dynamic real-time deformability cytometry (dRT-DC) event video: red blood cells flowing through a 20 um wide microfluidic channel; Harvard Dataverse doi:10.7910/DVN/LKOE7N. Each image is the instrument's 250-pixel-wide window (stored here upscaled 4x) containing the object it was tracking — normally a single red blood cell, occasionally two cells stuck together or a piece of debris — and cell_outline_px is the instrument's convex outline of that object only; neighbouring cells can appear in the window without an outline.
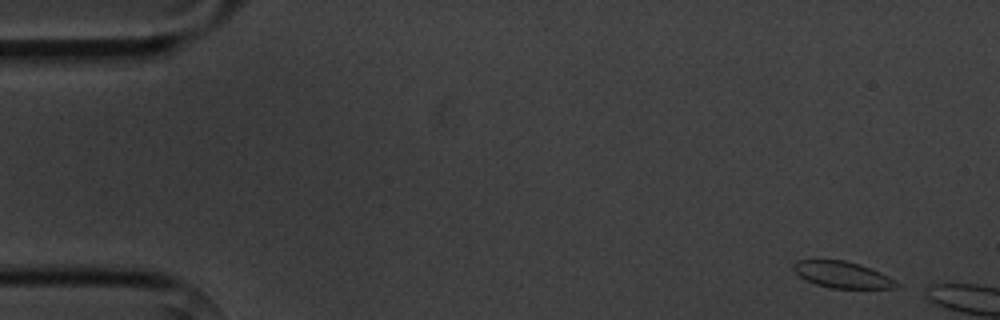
{"species": "common noctule bat (a hibernating species)", "species_latin": "Nyctalus noctula", "temperature_condition": "cold", "stored_images_in_passage": 5, "camera_frame_rate_fps": 3000, "um_per_image_px": 0.085, "animal": {"sex": "male", "body_mass_g": 20.1, "forearm_length_mm": 53.5}, "frame": {"image": 1, "passage_image": 1, "time_ms": 0.0, "image_size_px": [1000, 320], "cell_outline_px": [[900, 284], [896, 288], [832, 288], [816, 284], [800, 276], [792, 268], [792, 264], [796, 260], [844, 260], [860, 264], [880, 272], [888, 276]], "centroid_in_image_um": [71.6, 23.34], "position_along_channel_um": 13.4, "area_um2": 15.72}}